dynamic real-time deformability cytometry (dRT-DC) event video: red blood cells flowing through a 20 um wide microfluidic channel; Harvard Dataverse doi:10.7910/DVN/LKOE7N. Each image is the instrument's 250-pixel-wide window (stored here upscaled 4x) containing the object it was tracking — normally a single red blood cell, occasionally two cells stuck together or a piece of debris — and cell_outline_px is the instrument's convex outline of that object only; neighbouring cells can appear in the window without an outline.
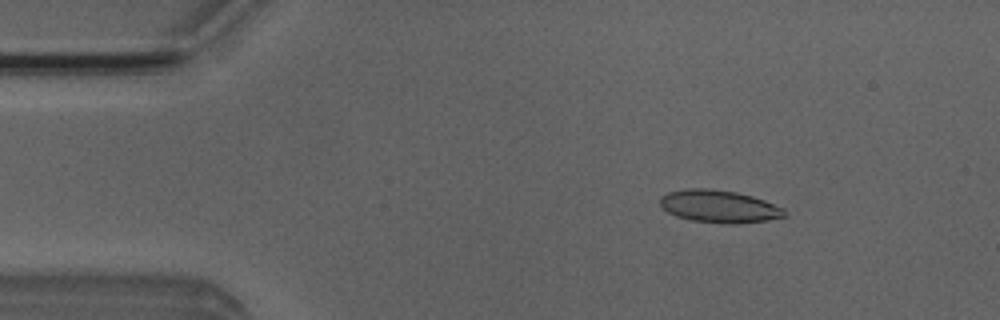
{"species": "Egyptian fruit bat (a non-hibernating species)", "species_latin": "Rousettus aegyptiacus", "temperature_condition": "room temperature", "stored_images_in_passage": 3, "camera_frame_rate_fps": 3000, "um_per_image_px": 0.085, "animal": {"sex": "male"}, "frame": {"image": 1, "passage_image": 1, "time_ms": 0.0, "image_size_px": [1000, 320], "cell_outline_px": [[788, 216], [768, 220], [736, 224], [732, 224], [692, 220], [676, 216], [668, 212], [660, 204], [660, 196], [668, 192], [688, 188], [708, 188], [736, 192], [752, 196], [764, 200], [784, 208]], "centroid_in_image_um": [61.15, 17.54], "position_along_channel_um": 23.9, "area_um2": 23.58}}